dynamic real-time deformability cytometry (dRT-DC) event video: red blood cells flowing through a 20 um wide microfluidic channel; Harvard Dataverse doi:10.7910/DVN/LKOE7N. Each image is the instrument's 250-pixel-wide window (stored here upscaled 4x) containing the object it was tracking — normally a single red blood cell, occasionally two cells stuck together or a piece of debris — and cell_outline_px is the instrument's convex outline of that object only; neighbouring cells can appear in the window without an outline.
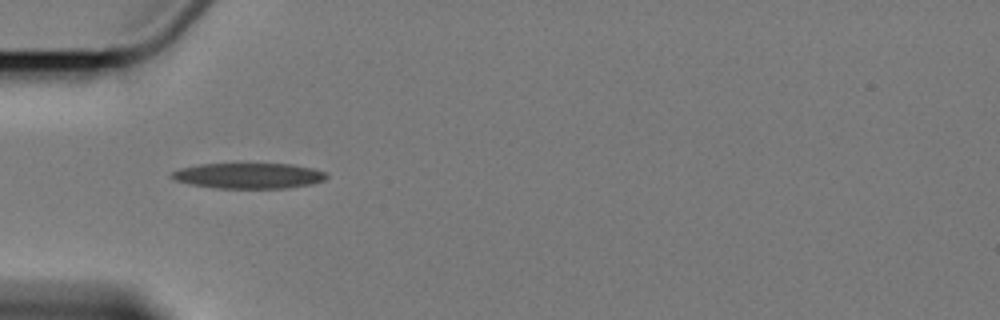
{"species": "Egyptian fruit bat (a non-hibernating species)", "species_latin": "Rousettus aegyptiacus", "temperature_condition": "cold", "stored_images_in_passage": 4, "camera_frame_rate_fps": 3000, "um_per_image_px": 0.085, "animal": {"sex": "female"}, "frame": {"image": 1, "passage_image": 1, "time_ms": 0.0, "image_size_px": [1000, 320], "cell_outline_px": [[328, 176], [324, 180], [312, 184], [288, 188], [216, 188], [192, 184], [176, 180], [168, 176], [172, 172], [180, 168], [200, 164], [292, 164], [312, 168], [328, 172]], "centroid_in_image_um": [21.17, 14.94], "position_along_channel_um": 63.8, "area_um2": 23.06}}
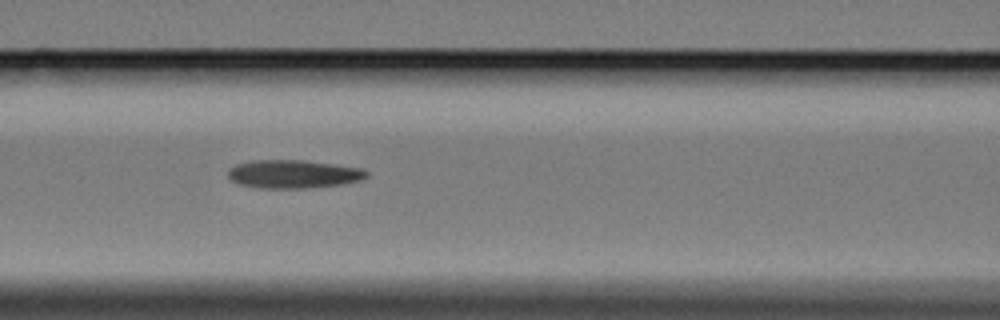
{"frame": {"image": 2, "passage_image": 3, "time_ms": 2.333, "image_size_px": [1000, 320], "cell_outline_px": [[368, 176], [364, 180], [344, 184], [308, 188], [260, 188], [240, 184], [232, 180], [228, 176], [228, 168], [236, 164], [252, 160], [304, 160], [336, 164], [360, 168], [368, 172]], "centroid_in_image_um": [24.97, 14.79], "position_along_channel_um": 141.6, "area_um2": 23.06}}
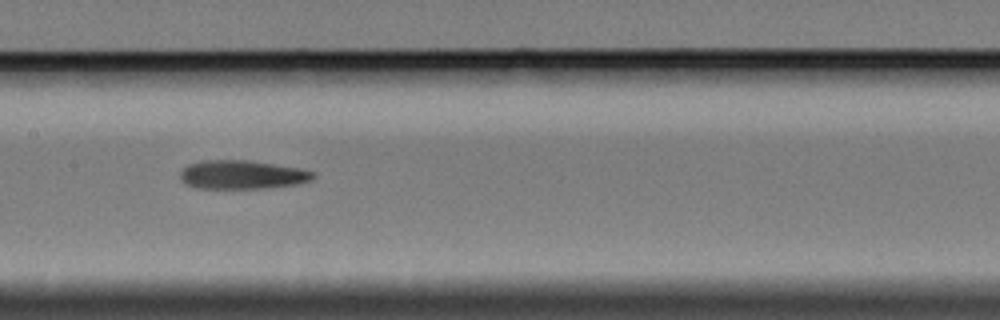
{"frame": {"image": 3, "passage_image": 4, "time_ms": 3.667, "image_size_px": [1000, 320], "cell_outline_px": [[316, 176], [312, 180], [296, 184], [264, 188], [196, 188], [184, 184], [180, 180], [180, 172], [188, 164], [200, 160], [248, 160], [296, 168], [316, 172]], "centroid_in_image_um": [20.53, 14.85], "position_along_channel_um": 186.9, "area_um2": 22.25}}